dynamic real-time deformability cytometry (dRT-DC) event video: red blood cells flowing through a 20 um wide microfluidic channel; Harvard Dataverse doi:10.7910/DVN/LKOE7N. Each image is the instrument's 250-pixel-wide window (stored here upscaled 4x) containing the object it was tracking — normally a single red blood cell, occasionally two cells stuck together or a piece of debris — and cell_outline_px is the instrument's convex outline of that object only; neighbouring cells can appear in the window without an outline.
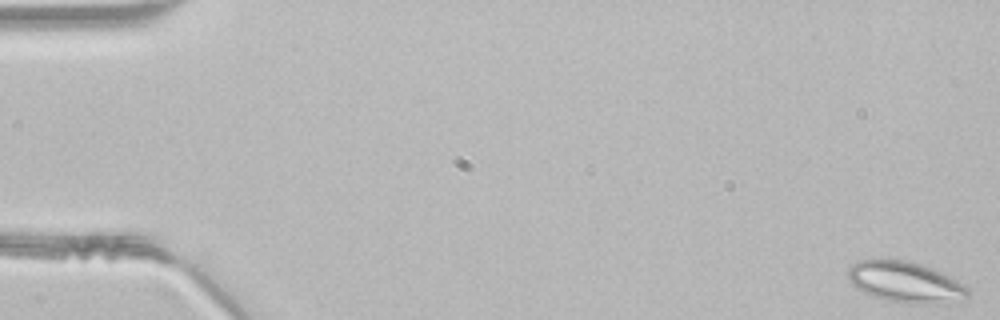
{"species": "common noctule bat (a hibernating species)", "species_latin": "Nyctalus noctula", "temperature_condition": "room temperature", "stored_images_in_passage": 48, "segment_of_instrument_passage": [1, 2], "camera_frame_rate_fps": 3000, "um_per_image_px": 0.085, "animal": {"sex": "male", "body_mass_g": 21.5, "forearm_length_mm": 52.0}, "frame": {"image": 1, "passage_image": 1, "time_ms": 0.0, "image_size_px": [1000, 320], "cell_outline_px": [[968, 296], [948, 304], [916, 304], [888, 300], [872, 296], [856, 288], [848, 280], [848, 268], [852, 264], [860, 260], [904, 260], [920, 264], [932, 268], [964, 284], [968, 288]], "centroid_in_image_um": [76.95, 23.99], "position_along_channel_um": 8.0, "area_um2": 28.44}}
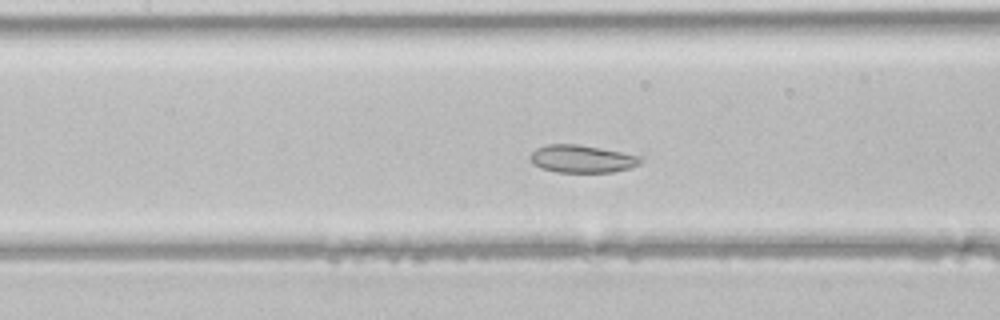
{"frame": {"image": 2, "passage_image": 22, "time_ms": 7.0, "image_size_px": [1000, 320], "cell_outline_px": [[644, 160], [640, 164], [628, 168], [612, 172], [556, 172], [540, 168], [532, 164], [532, 152], [536, 148], [548, 144], [576, 144], [600, 148], [640, 156]], "centroid_in_image_um": [49.46, 13.51], "position_along_channel_um": 157.9, "area_um2": 17.63}}
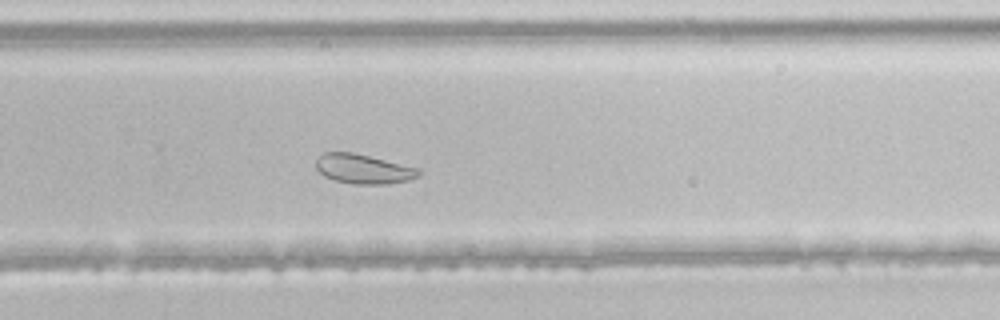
{"frame": {"image": 3, "passage_image": 32, "time_ms": 10.333, "image_size_px": [1000, 320], "cell_outline_px": [[420, 176], [408, 180], [388, 184], [352, 184], [336, 180], [324, 176], [316, 168], [316, 160], [324, 152], [352, 152], [420, 168]], "centroid_in_image_um": [30.9, 14.36], "position_along_channel_um": 298.9, "area_um2": 17.63}}